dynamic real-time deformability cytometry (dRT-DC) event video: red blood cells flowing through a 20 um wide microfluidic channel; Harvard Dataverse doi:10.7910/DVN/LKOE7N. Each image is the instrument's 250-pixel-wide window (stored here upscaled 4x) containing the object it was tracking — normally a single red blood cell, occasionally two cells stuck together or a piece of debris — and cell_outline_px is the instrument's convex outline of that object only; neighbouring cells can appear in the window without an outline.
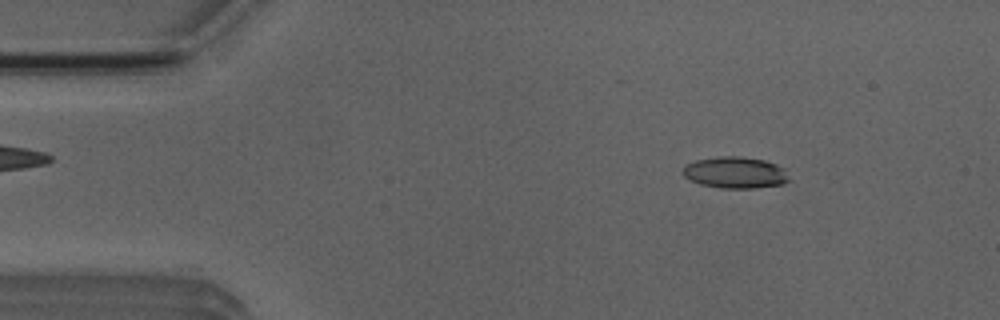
{"species": "Egyptian fruit bat (a non-hibernating species)", "species_latin": "Rousettus aegyptiacus", "temperature_condition": "room temperature", "stored_images_in_passage": 4, "camera_frame_rate_fps": 3000, "um_per_image_px": 0.085, "animal": {"sex": "male"}, "frame": {"image": 1, "passage_image": 2, "time_ms": 1.333, "image_size_px": [1000, 320], "cell_outline_px": [[788, 180], [780, 184], [752, 188], [720, 188], [700, 184], [684, 176], [680, 172], [688, 164], [696, 160], [716, 156], [740, 156], [764, 160], [776, 164], [784, 168], [788, 176]], "centroid_in_image_um": [62.47, 14.66], "position_along_channel_um": 22.5, "area_um2": 19.36}}